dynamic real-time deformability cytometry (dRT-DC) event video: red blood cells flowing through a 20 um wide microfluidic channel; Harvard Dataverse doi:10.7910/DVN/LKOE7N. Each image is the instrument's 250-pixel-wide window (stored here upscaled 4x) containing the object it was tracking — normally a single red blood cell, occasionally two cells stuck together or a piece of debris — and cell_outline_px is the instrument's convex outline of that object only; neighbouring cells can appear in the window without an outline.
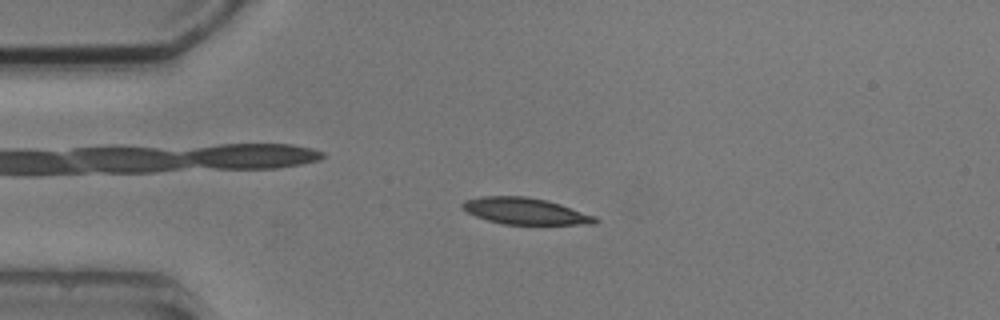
{"species": "common noctule bat (a hibernating species)", "species_latin": "Nyctalus noctula", "temperature_condition": "cold", "stored_images_in_passage": 5, "camera_frame_rate_fps": 3000, "um_per_image_px": 0.085, "animal": {"sex": "male", "body_mass_g": 20.5, "forearm_length_mm": 52.5}, "frame": {"image": 1, "passage_image": 3, "time_ms": 2.0, "image_size_px": [1000, 320], "cell_outline_px": [[600, 220], [596, 224], [504, 224], [488, 220], [476, 216], [468, 212], [460, 204], [464, 200], [480, 196], [528, 196], [548, 200], [596, 216]], "centroid_in_image_um": [44.67, 17.93], "position_along_channel_um": 40.3, "area_um2": 20.52}}